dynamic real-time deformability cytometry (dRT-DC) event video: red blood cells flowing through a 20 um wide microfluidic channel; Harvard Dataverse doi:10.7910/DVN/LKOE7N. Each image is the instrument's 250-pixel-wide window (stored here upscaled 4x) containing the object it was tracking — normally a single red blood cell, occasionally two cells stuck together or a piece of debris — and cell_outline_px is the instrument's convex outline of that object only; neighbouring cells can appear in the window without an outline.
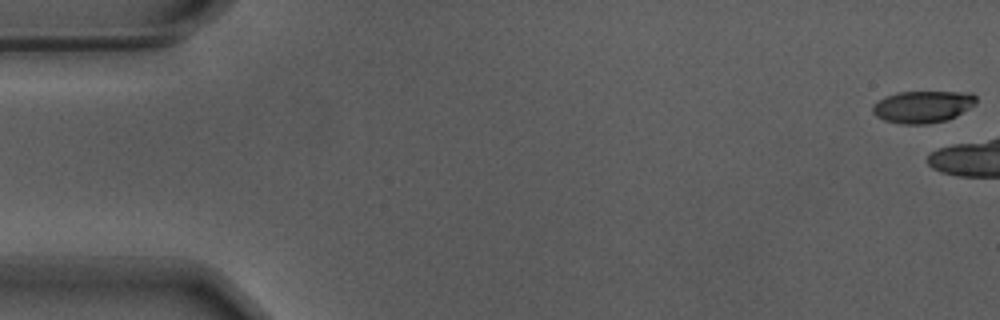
{"species": "Egyptian fruit bat (a non-hibernating species)", "species_latin": "Rousettus aegyptiacus", "temperature_condition": "warm", "stored_images_in_passage": 8, "camera_frame_rate_fps": 3000, "um_per_image_px": 0.085, "animal": {"sex": "male"}, "frame": {"image": 1, "passage_image": 1, "time_ms": 0.0, "image_size_px": [1000, 320], "cell_outline_px": [[976, 104], [956, 116], [948, 120], [928, 124], [900, 124], [884, 120], [876, 116], [872, 112], [872, 104], [888, 96], [900, 92], [972, 92], [976, 96]], "centroid_in_image_um": [78.45, 9.08], "position_along_channel_um": 6.5, "area_um2": 19.36}}